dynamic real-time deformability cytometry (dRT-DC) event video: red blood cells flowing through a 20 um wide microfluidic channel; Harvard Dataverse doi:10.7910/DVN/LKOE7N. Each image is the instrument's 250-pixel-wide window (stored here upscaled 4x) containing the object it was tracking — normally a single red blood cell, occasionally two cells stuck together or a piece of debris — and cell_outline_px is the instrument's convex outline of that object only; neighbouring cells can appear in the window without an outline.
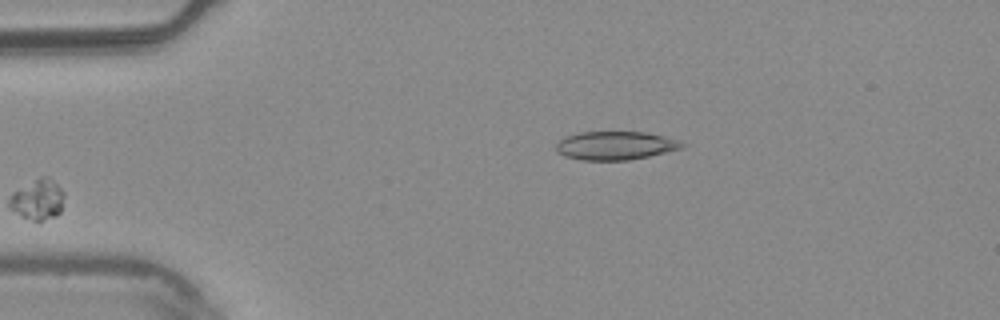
{"species": "common noctule bat (a hibernating species)", "species_latin": "Nyctalus noctula", "temperature_condition": "warm", "stored_images_in_passage": 3, "segment_of_instrument_passage": [2, 2], "camera_frame_rate_fps": 3000, "um_per_image_px": 0.085, "animal": {"sex": "male", "body_mass_g": 20.4}, "frame": {"image": 1, "passage_image": 3, "time_ms": 0.667, "image_size_px": [1000, 320], "cell_outline_px": [[688, 144], [680, 148], [648, 156], [628, 160], [580, 160], [564, 156], [556, 152], [556, 144], [560, 140], [568, 136], [580, 132], [644, 132], [664, 136]], "centroid_in_image_um": [52.27, 12.38], "position_along_channel_um": 32.7, "area_um2": 20.69}}